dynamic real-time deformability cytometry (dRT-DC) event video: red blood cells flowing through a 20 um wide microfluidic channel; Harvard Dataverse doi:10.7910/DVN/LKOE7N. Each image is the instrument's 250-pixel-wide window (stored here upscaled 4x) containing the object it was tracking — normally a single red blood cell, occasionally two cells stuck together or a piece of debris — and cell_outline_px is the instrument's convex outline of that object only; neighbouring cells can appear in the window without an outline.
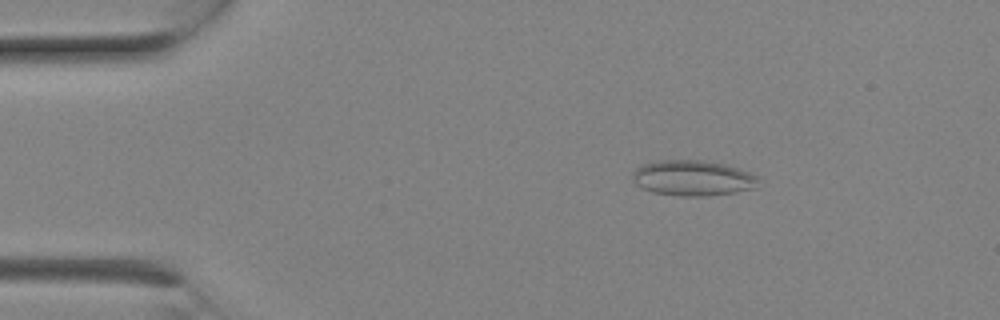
{"species": "Egyptian fruit bat (a non-hibernating species)", "species_latin": "Rousettus aegyptiacus", "temperature_condition": "room temperature", "stored_images_in_passage": 8, "camera_frame_rate_fps": 3000, "um_per_image_px": 0.085, "animal": {"sex": "female"}, "frame": {"image": 1, "passage_image": 4, "time_ms": 1.0, "image_size_px": [1000, 320], "cell_outline_px": [[756, 188], [708, 196], [680, 196], [652, 192], [636, 184], [632, 180], [632, 172], [640, 164], [660, 160], [700, 160], [724, 164], [748, 172], [756, 176]], "centroid_in_image_um": [58.81, 15.13], "position_along_channel_um": 26.2, "area_um2": 25.84}}
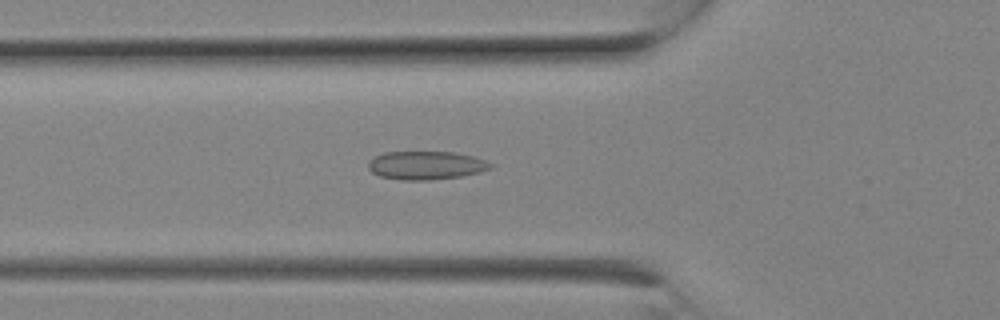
{"frame": {"image": 2, "passage_image": 8, "time_ms": 2.333, "image_size_px": [1000, 320], "cell_outline_px": [[496, 164], [492, 168], [480, 172], [460, 176], [428, 180], [400, 180], [380, 176], [372, 172], [368, 168], [368, 160], [384, 152], [456, 152], [472, 156]], "centroid_in_image_um": [36.22, 14.05], "position_along_channel_um": 89.6, "area_um2": 20.29}}